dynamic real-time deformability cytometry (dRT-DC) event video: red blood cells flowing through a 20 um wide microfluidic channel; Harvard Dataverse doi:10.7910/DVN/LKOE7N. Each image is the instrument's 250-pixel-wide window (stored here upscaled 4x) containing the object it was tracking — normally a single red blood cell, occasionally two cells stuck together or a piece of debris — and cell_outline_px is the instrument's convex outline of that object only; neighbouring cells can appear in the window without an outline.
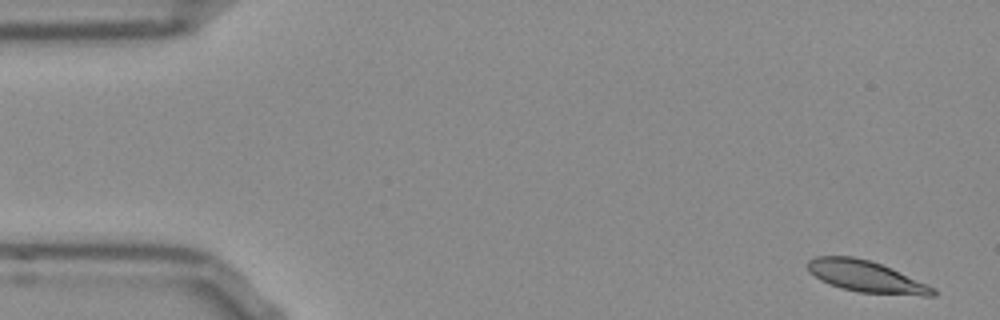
{"species": "Egyptian fruit bat (a non-hibernating species)", "species_latin": "Rousettus aegyptiacus", "temperature_condition": "room temperature", "stored_images_in_passage": 51, "camera_frame_rate_fps": 3000, "um_per_image_px": 0.085, "frame": {"image": 1, "passage_image": 1, "time_ms": 0.0, "image_size_px": [1000, 320], "cell_outline_px": [[936, 296], [924, 296], [860, 292], [840, 288], [828, 284], [820, 280], [808, 272], [808, 260], [816, 256], [852, 256], [872, 260], [892, 268], [936, 288]], "centroid_in_image_um": [73.62, 23.5], "position_along_channel_um": 11.4, "area_um2": 23.24}}
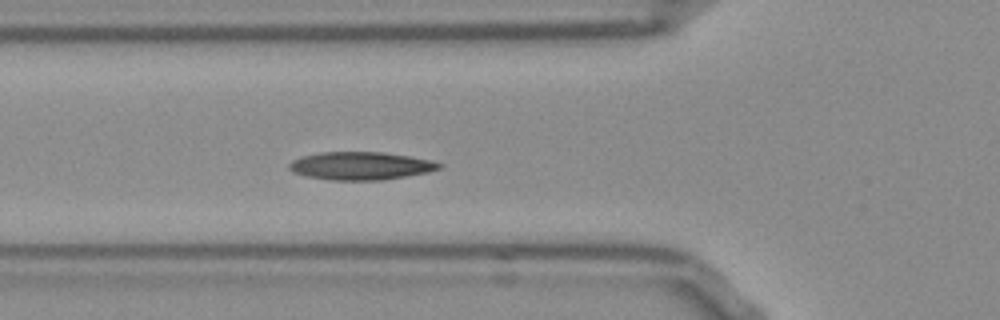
{"frame": {"image": 2, "passage_image": 17, "time_ms": 5.333, "image_size_px": [1000, 320], "cell_outline_px": [[444, 164], [440, 168], [428, 172], [384, 180], [332, 180], [308, 176], [292, 172], [288, 168], [288, 164], [292, 160], [304, 156], [320, 152], [384, 152], [432, 160]], "centroid_in_image_um": [30.67, 14.09], "position_along_channel_um": 95.1, "area_um2": 24.39}}
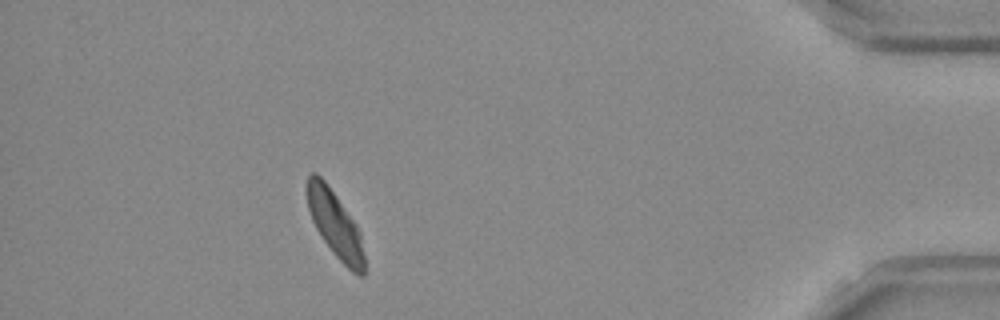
{"frame": {"image": 3, "passage_image": 46, "time_ms": 15.0, "image_size_px": [1000, 320], "cell_outline_px": [[364, 276], [360, 276], [352, 272], [332, 252], [316, 228], [312, 220], [308, 208], [308, 176], [312, 172], [316, 172], [324, 180], [336, 196], [356, 224], [360, 232], [364, 256]], "centroid_in_image_um": [28.5, 19.09], "position_along_channel_um": 406.7, "area_um2": 21.62}, "authors_computed_cell_mechanics": {"area_um2": 23.1778, "velocity_mm_per_s": 3.801, "shape_relaxation_time_tau1_ms": 3.1615, "shape_relaxation_time_tau2_ms": 1.936, "deformation_change_tau1": 0.1096, "deformation_change_tau2": 0.0624}}